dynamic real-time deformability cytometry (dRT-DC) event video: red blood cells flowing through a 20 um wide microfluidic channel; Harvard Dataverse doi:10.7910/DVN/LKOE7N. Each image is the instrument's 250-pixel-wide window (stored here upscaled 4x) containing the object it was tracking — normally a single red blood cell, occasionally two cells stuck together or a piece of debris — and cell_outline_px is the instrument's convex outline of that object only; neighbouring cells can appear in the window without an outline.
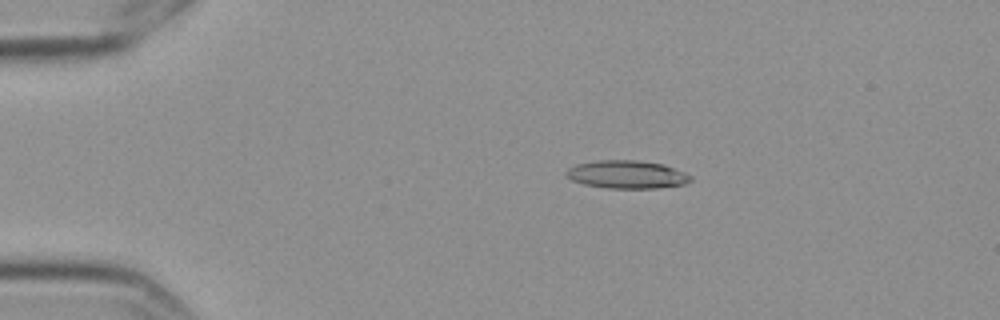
{"species": "Egyptian fruit bat (a non-hibernating species)", "species_latin": "Rousettus aegyptiacus", "temperature_condition": "cold", "stored_images_in_passage": 53, "camera_frame_rate_fps": 3000, "um_per_image_px": 0.085, "frame": {"image": 1, "passage_image": 7, "time_ms": 2.0, "image_size_px": [1000, 320], "cell_outline_px": [[692, 180], [684, 184], [656, 188], [608, 188], [584, 184], [572, 180], [564, 172], [568, 168], [576, 164], [596, 160], [636, 160], [660, 164], [684, 172], [692, 176]], "centroid_in_image_um": [53.26, 14.83], "position_along_channel_um": 31.7, "area_um2": 20.11}}
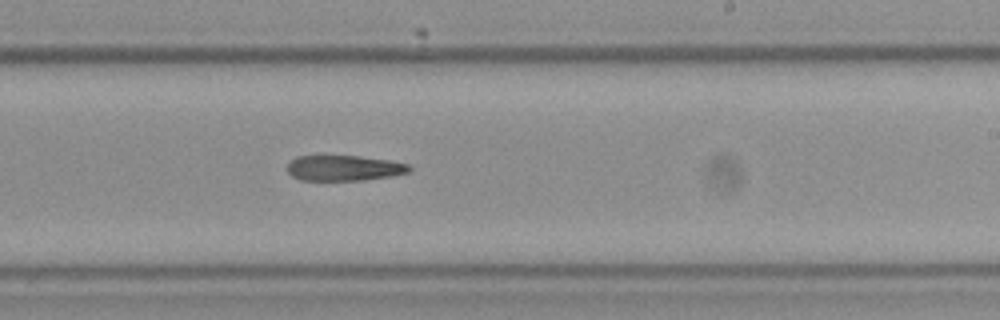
{"frame": {"image": 2, "passage_image": 31, "time_ms": 10.0, "image_size_px": [1000, 320], "cell_outline_px": [[412, 168], [408, 172], [388, 176], [364, 180], [300, 180], [292, 176], [288, 172], [288, 164], [296, 156], [360, 156], [388, 160], [408, 164]], "centroid_in_image_um": [29.22, 14.28], "position_along_channel_um": 259.8, "area_um2": 17.92}}
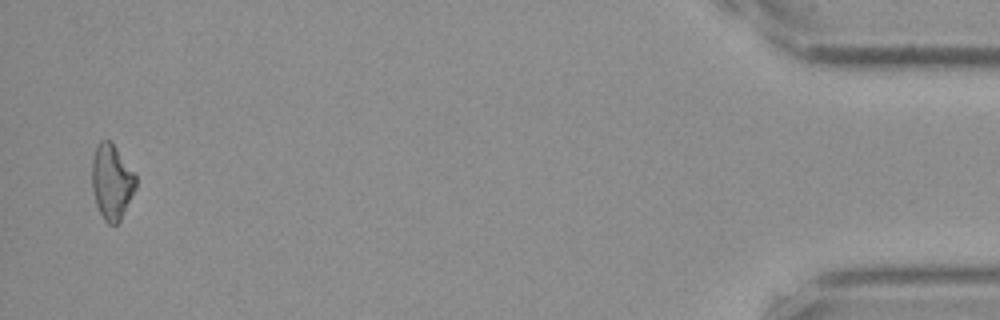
{"frame": {"image": 3, "passage_image": 52, "time_ms": 17.0, "image_size_px": [1000, 320], "cell_outline_px": [[136, 188], [120, 220], [116, 224], [108, 224], [104, 220], [96, 204], [92, 188], [92, 160], [96, 144], [100, 140], [108, 140], [116, 148], [136, 176]], "centroid_in_image_um": [9.48, 15.46], "position_along_channel_um": 425.7, "area_um2": 18.96}}